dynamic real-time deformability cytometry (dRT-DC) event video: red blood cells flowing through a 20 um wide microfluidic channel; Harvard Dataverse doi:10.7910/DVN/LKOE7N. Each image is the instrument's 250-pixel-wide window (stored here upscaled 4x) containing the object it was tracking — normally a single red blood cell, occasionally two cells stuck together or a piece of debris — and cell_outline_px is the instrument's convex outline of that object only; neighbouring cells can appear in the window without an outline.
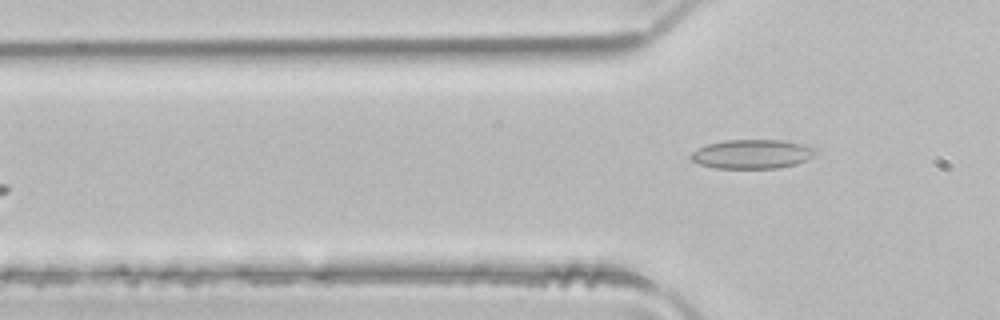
{"species": "common noctule bat (a hibernating species)", "species_latin": "Nyctalus noctula", "temperature_condition": "room temperature", "stored_images_in_passage": 3, "camera_frame_rate_fps": 3000, "um_per_image_px": 0.085, "animal": {"sex": "male", "body_mass_g": 21.5, "forearm_length_mm": 52.0}, "frame": {"image": 1, "passage_image": 3, "time_ms": 0.667, "image_size_px": [1000, 320], "cell_outline_px": [[816, 152], [812, 156], [796, 164], [776, 168], [716, 168], [700, 164], [692, 160], [688, 156], [692, 152], [708, 144], [724, 140], [784, 140], [816, 148]], "centroid_in_image_um": [63.91, 13.09], "position_along_channel_um": 61.9, "area_um2": 20.92}}